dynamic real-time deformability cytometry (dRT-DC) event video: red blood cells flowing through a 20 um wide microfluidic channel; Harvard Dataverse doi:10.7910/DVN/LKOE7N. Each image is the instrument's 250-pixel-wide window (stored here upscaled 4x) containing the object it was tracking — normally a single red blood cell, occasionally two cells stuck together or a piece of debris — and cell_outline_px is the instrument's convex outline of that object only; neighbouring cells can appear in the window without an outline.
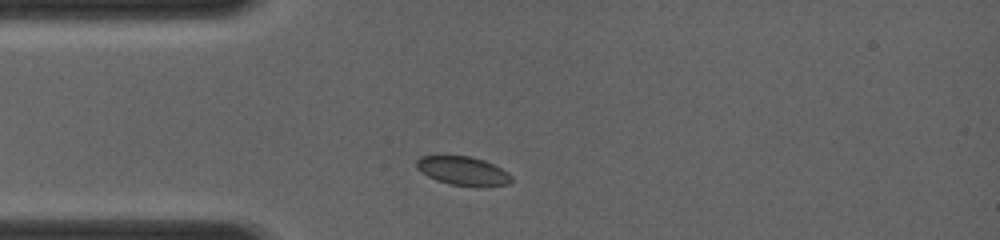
{"species": "common noctule bat (a hibernating species)", "species_latin": "Nyctalus noctula", "temperature_condition": "room temperature", "stored_images_in_passage": 2, "camera_frame_rate_fps": 4000, "um_per_image_px": 0.085, "animal": {"sex": "female", "body_mass_g": 19.0, "forearm_length_mm": 56.7}, "frame": {"image": 1, "passage_image": 1, "time_ms": 0.0, "image_size_px": [1000, 240], "cell_outline_px": [[512, 184], [488, 188], [476, 188], [452, 184], [436, 180], [428, 176], [416, 168], [416, 160], [420, 156], [472, 156], [484, 160], [508, 172], [512, 176]], "centroid_in_image_um": [39.42, 14.56], "position_along_channel_um": 45.6, "area_um2": 16.36}}